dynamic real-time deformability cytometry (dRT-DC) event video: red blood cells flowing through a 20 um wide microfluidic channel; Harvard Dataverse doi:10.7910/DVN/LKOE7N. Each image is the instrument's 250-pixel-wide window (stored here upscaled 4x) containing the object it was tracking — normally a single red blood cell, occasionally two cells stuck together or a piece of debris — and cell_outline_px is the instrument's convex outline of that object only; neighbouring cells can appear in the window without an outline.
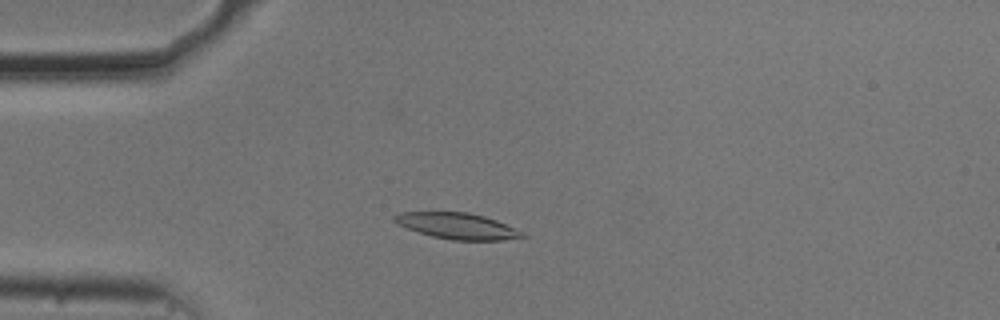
{"species": "common noctule bat (a hibernating species)", "species_latin": "Nyctalus noctula", "temperature_condition": "cold", "stored_images_in_passage": 44, "camera_frame_rate_fps": 3000, "um_per_image_px": 0.085, "animal": {"sex": "male", "body_mass_g": 20.5, "forearm_length_mm": 52.5}, "frame": {"image": 1, "passage_image": 4, "time_ms": 1.0, "image_size_px": [1000, 320], "cell_outline_px": [[528, 236], [500, 240], [452, 240], [432, 236], [396, 224], [392, 220], [392, 216], [400, 212], [468, 212], [484, 216], [496, 220], [524, 232]], "centroid_in_image_um": [38.85, 19.2], "position_along_channel_um": 46.1, "area_um2": 19.36}}
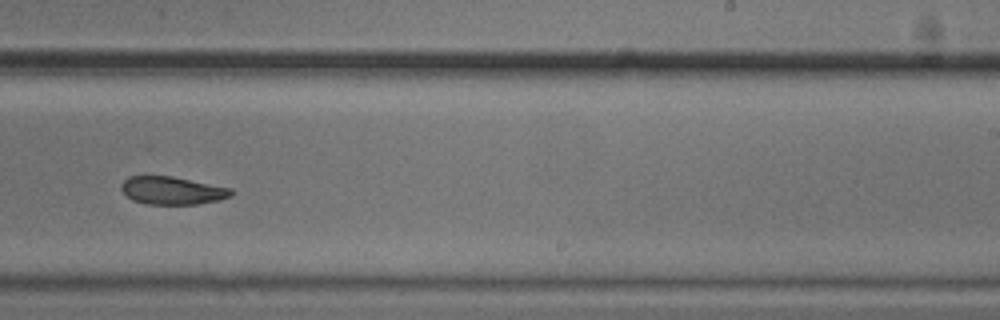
{"frame": {"image": 2, "passage_image": 24, "time_ms": 7.667, "image_size_px": [1000, 320], "cell_outline_px": [[232, 196], [220, 200], [196, 204], [144, 204], [132, 200], [120, 188], [120, 184], [128, 176], [172, 176], [232, 188]], "centroid_in_image_um": [14.63, 16.19], "position_along_channel_um": 274.4, "area_um2": 17.92}}
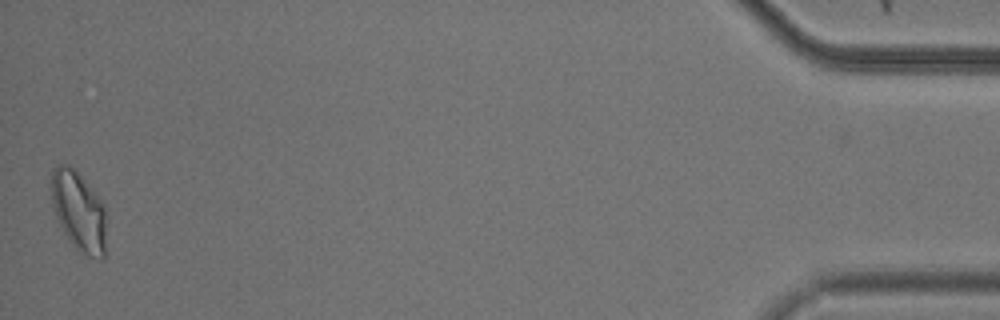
{"frame": {"image": 3, "passage_image": 44, "time_ms": 14.333, "image_size_px": [1000, 320], "cell_outline_px": [[104, 260], [100, 260], [88, 256], [76, 248], [72, 244], [64, 232], [56, 216], [52, 204], [48, 188], [52, 168], [60, 164], [68, 164], [80, 176], [104, 204]], "centroid_in_image_um": [6.63, 17.92], "position_along_channel_um": 428.6, "area_um2": 25.37}, "authors_computed_cell_mechanics": {"area_um2": 19.4208, "velocity_mm_per_s": 3.6802, "shape_relaxation_time_tau1_ms": 4.2115, "shape_relaxation_time_tau2_ms": 6.3736, "deformation_change_tau1": 0.1296, "deformation_change_tau2": 0.134}}